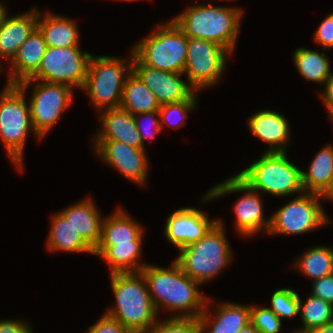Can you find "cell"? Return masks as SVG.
Here are the masks:
<instances>
[{
	"mask_svg": "<svg viewBox=\"0 0 333 333\" xmlns=\"http://www.w3.org/2000/svg\"><path fill=\"white\" fill-rule=\"evenodd\" d=\"M140 272L157 312L162 305L181 312L174 317L199 318L207 307L209 301L197 288L200 284L184 273L175 261L170 269L146 265Z\"/></svg>",
	"mask_w": 333,
	"mask_h": 333,
	"instance_id": "obj_1",
	"label": "cell"
},
{
	"mask_svg": "<svg viewBox=\"0 0 333 333\" xmlns=\"http://www.w3.org/2000/svg\"><path fill=\"white\" fill-rule=\"evenodd\" d=\"M116 306L105 312L131 333H146L156 321V308L141 272L112 273Z\"/></svg>",
	"mask_w": 333,
	"mask_h": 333,
	"instance_id": "obj_2",
	"label": "cell"
},
{
	"mask_svg": "<svg viewBox=\"0 0 333 333\" xmlns=\"http://www.w3.org/2000/svg\"><path fill=\"white\" fill-rule=\"evenodd\" d=\"M242 10L213 5L189 7L173 21L190 38L214 42L232 53L240 28Z\"/></svg>",
	"mask_w": 333,
	"mask_h": 333,
	"instance_id": "obj_3",
	"label": "cell"
},
{
	"mask_svg": "<svg viewBox=\"0 0 333 333\" xmlns=\"http://www.w3.org/2000/svg\"><path fill=\"white\" fill-rule=\"evenodd\" d=\"M179 250L175 262L199 284L214 278L228 265L232 256L220 220L201 239Z\"/></svg>",
	"mask_w": 333,
	"mask_h": 333,
	"instance_id": "obj_4",
	"label": "cell"
},
{
	"mask_svg": "<svg viewBox=\"0 0 333 333\" xmlns=\"http://www.w3.org/2000/svg\"><path fill=\"white\" fill-rule=\"evenodd\" d=\"M301 173L302 170L288 160L286 152H266L237 175L255 191L287 196L304 191Z\"/></svg>",
	"mask_w": 333,
	"mask_h": 333,
	"instance_id": "obj_5",
	"label": "cell"
},
{
	"mask_svg": "<svg viewBox=\"0 0 333 333\" xmlns=\"http://www.w3.org/2000/svg\"><path fill=\"white\" fill-rule=\"evenodd\" d=\"M188 37L172 20L139 42L132 50L143 64L155 69L184 74Z\"/></svg>",
	"mask_w": 333,
	"mask_h": 333,
	"instance_id": "obj_6",
	"label": "cell"
},
{
	"mask_svg": "<svg viewBox=\"0 0 333 333\" xmlns=\"http://www.w3.org/2000/svg\"><path fill=\"white\" fill-rule=\"evenodd\" d=\"M25 92L17 84H7L0 95V137L8 156L21 171L26 135L28 130L34 131Z\"/></svg>",
	"mask_w": 333,
	"mask_h": 333,
	"instance_id": "obj_7",
	"label": "cell"
},
{
	"mask_svg": "<svg viewBox=\"0 0 333 333\" xmlns=\"http://www.w3.org/2000/svg\"><path fill=\"white\" fill-rule=\"evenodd\" d=\"M91 54L81 53L79 47H47L38 70L19 84L27 89L34 80L83 88Z\"/></svg>",
	"mask_w": 333,
	"mask_h": 333,
	"instance_id": "obj_8",
	"label": "cell"
},
{
	"mask_svg": "<svg viewBox=\"0 0 333 333\" xmlns=\"http://www.w3.org/2000/svg\"><path fill=\"white\" fill-rule=\"evenodd\" d=\"M124 61L115 57L91 56L82 89L87 90L98 109L120 107L126 80L123 74L127 65Z\"/></svg>",
	"mask_w": 333,
	"mask_h": 333,
	"instance_id": "obj_9",
	"label": "cell"
},
{
	"mask_svg": "<svg viewBox=\"0 0 333 333\" xmlns=\"http://www.w3.org/2000/svg\"><path fill=\"white\" fill-rule=\"evenodd\" d=\"M321 198L309 192L296 197L270 217L268 232L302 234L327 224L328 217L319 203Z\"/></svg>",
	"mask_w": 333,
	"mask_h": 333,
	"instance_id": "obj_10",
	"label": "cell"
},
{
	"mask_svg": "<svg viewBox=\"0 0 333 333\" xmlns=\"http://www.w3.org/2000/svg\"><path fill=\"white\" fill-rule=\"evenodd\" d=\"M230 54L220 45L201 38L188 37L184 73L189 85L195 90L211 86L219 80Z\"/></svg>",
	"mask_w": 333,
	"mask_h": 333,
	"instance_id": "obj_11",
	"label": "cell"
},
{
	"mask_svg": "<svg viewBox=\"0 0 333 333\" xmlns=\"http://www.w3.org/2000/svg\"><path fill=\"white\" fill-rule=\"evenodd\" d=\"M29 102L34 133L41 139L57 122L61 112L69 107L72 88L63 84L39 82Z\"/></svg>",
	"mask_w": 333,
	"mask_h": 333,
	"instance_id": "obj_12",
	"label": "cell"
},
{
	"mask_svg": "<svg viewBox=\"0 0 333 333\" xmlns=\"http://www.w3.org/2000/svg\"><path fill=\"white\" fill-rule=\"evenodd\" d=\"M240 191H250L237 201L234 207L236 214V228L238 232L244 236L255 234L265 226L267 232L270 226V218L265 221L263 219L262 201L255 190L249 187L238 175L220 183L213 187L203 201L210 200L225 195V193H233ZM252 192V193H251Z\"/></svg>",
	"mask_w": 333,
	"mask_h": 333,
	"instance_id": "obj_13",
	"label": "cell"
},
{
	"mask_svg": "<svg viewBox=\"0 0 333 333\" xmlns=\"http://www.w3.org/2000/svg\"><path fill=\"white\" fill-rule=\"evenodd\" d=\"M132 71L155 94L160 106L187 100L196 91L180 79L181 73L143 65L132 52Z\"/></svg>",
	"mask_w": 333,
	"mask_h": 333,
	"instance_id": "obj_14",
	"label": "cell"
},
{
	"mask_svg": "<svg viewBox=\"0 0 333 333\" xmlns=\"http://www.w3.org/2000/svg\"><path fill=\"white\" fill-rule=\"evenodd\" d=\"M98 155L131 181L144 185L148 161L145 148H134L116 140H96Z\"/></svg>",
	"mask_w": 333,
	"mask_h": 333,
	"instance_id": "obj_15",
	"label": "cell"
},
{
	"mask_svg": "<svg viewBox=\"0 0 333 333\" xmlns=\"http://www.w3.org/2000/svg\"><path fill=\"white\" fill-rule=\"evenodd\" d=\"M217 221H210L199 209L181 208L168 217L165 234L175 247L181 249L201 239Z\"/></svg>",
	"mask_w": 333,
	"mask_h": 333,
	"instance_id": "obj_16",
	"label": "cell"
},
{
	"mask_svg": "<svg viewBox=\"0 0 333 333\" xmlns=\"http://www.w3.org/2000/svg\"><path fill=\"white\" fill-rule=\"evenodd\" d=\"M47 47L44 35L36 27L11 61V72L7 84H19L29 79L38 70Z\"/></svg>",
	"mask_w": 333,
	"mask_h": 333,
	"instance_id": "obj_17",
	"label": "cell"
},
{
	"mask_svg": "<svg viewBox=\"0 0 333 333\" xmlns=\"http://www.w3.org/2000/svg\"><path fill=\"white\" fill-rule=\"evenodd\" d=\"M101 119L103 129L96 135V140H116L134 148H144L133 114L116 107L105 109Z\"/></svg>",
	"mask_w": 333,
	"mask_h": 333,
	"instance_id": "obj_18",
	"label": "cell"
},
{
	"mask_svg": "<svg viewBox=\"0 0 333 333\" xmlns=\"http://www.w3.org/2000/svg\"><path fill=\"white\" fill-rule=\"evenodd\" d=\"M252 134L270 144L266 152H285V144L289 140V125L286 118L271 110H263L254 114L248 121Z\"/></svg>",
	"mask_w": 333,
	"mask_h": 333,
	"instance_id": "obj_19",
	"label": "cell"
},
{
	"mask_svg": "<svg viewBox=\"0 0 333 333\" xmlns=\"http://www.w3.org/2000/svg\"><path fill=\"white\" fill-rule=\"evenodd\" d=\"M38 11L23 13L15 17L5 15L0 26V56L11 61L22 43L37 27Z\"/></svg>",
	"mask_w": 333,
	"mask_h": 333,
	"instance_id": "obj_20",
	"label": "cell"
},
{
	"mask_svg": "<svg viewBox=\"0 0 333 333\" xmlns=\"http://www.w3.org/2000/svg\"><path fill=\"white\" fill-rule=\"evenodd\" d=\"M91 199L70 206L60 214L72 225L83 241L94 251L101 239L102 217Z\"/></svg>",
	"mask_w": 333,
	"mask_h": 333,
	"instance_id": "obj_21",
	"label": "cell"
},
{
	"mask_svg": "<svg viewBox=\"0 0 333 333\" xmlns=\"http://www.w3.org/2000/svg\"><path fill=\"white\" fill-rule=\"evenodd\" d=\"M218 308L217 312H215L214 323H212L206 308L200 315L199 321L201 330L204 333L206 331V333H238L244 326L251 322L249 305L243 306L232 303H224ZM209 326L211 327L208 329Z\"/></svg>",
	"mask_w": 333,
	"mask_h": 333,
	"instance_id": "obj_22",
	"label": "cell"
},
{
	"mask_svg": "<svg viewBox=\"0 0 333 333\" xmlns=\"http://www.w3.org/2000/svg\"><path fill=\"white\" fill-rule=\"evenodd\" d=\"M127 67L129 69H127L128 73L125 76L120 107L133 115L159 110L160 104L155 94L132 71V60Z\"/></svg>",
	"mask_w": 333,
	"mask_h": 333,
	"instance_id": "obj_23",
	"label": "cell"
},
{
	"mask_svg": "<svg viewBox=\"0 0 333 333\" xmlns=\"http://www.w3.org/2000/svg\"><path fill=\"white\" fill-rule=\"evenodd\" d=\"M102 220L101 239L98 245H124L142 241V227L123 210Z\"/></svg>",
	"mask_w": 333,
	"mask_h": 333,
	"instance_id": "obj_24",
	"label": "cell"
},
{
	"mask_svg": "<svg viewBox=\"0 0 333 333\" xmlns=\"http://www.w3.org/2000/svg\"><path fill=\"white\" fill-rule=\"evenodd\" d=\"M41 18L38 12L37 27L48 47H79V32L74 21L54 14Z\"/></svg>",
	"mask_w": 333,
	"mask_h": 333,
	"instance_id": "obj_25",
	"label": "cell"
},
{
	"mask_svg": "<svg viewBox=\"0 0 333 333\" xmlns=\"http://www.w3.org/2000/svg\"><path fill=\"white\" fill-rule=\"evenodd\" d=\"M141 241L124 245H97L94 254L103 257L112 273L140 272L146 264H139Z\"/></svg>",
	"mask_w": 333,
	"mask_h": 333,
	"instance_id": "obj_26",
	"label": "cell"
},
{
	"mask_svg": "<svg viewBox=\"0 0 333 333\" xmlns=\"http://www.w3.org/2000/svg\"><path fill=\"white\" fill-rule=\"evenodd\" d=\"M302 187L304 192L322 195L333 177V146H325L316 154L309 171H302Z\"/></svg>",
	"mask_w": 333,
	"mask_h": 333,
	"instance_id": "obj_27",
	"label": "cell"
},
{
	"mask_svg": "<svg viewBox=\"0 0 333 333\" xmlns=\"http://www.w3.org/2000/svg\"><path fill=\"white\" fill-rule=\"evenodd\" d=\"M52 218V227L47 241V247L50 251L89 252L94 254V251L83 241L70 222L60 213L55 214Z\"/></svg>",
	"mask_w": 333,
	"mask_h": 333,
	"instance_id": "obj_28",
	"label": "cell"
},
{
	"mask_svg": "<svg viewBox=\"0 0 333 333\" xmlns=\"http://www.w3.org/2000/svg\"><path fill=\"white\" fill-rule=\"evenodd\" d=\"M293 59L298 71L307 80L326 84L333 77L330 62L324 53L299 48L296 49Z\"/></svg>",
	"mask_w": 333,
	"mask_h": 333,
	"instance_id": "obj_29",
	"label": "cell"
},
{
	"mask_svg": "<svg viewBox=\"0 0 333 333\" xmlns=\"http://www.w3.org/2000/svg\"><path fill=\"white\" fill-rule=\"evenodd\" d=\"M295 263L304 272V275L313 280L329 276L333 274V248L319 246L308 250Z\"/></svg>",
	"mask_w": 333,
	"mask_h": 333,
	"instance_id": "obj_30",
	"label": "cell"
},
{
	"mask_svg": "<svg viewBox=\"0 0 333 333\" xmlns=\"http://www.w3.org/2000/svg\"><path fill=\"white\" fill-rule=\"evenodd\" d=\"M299 313H301L304 327L302 330H296L295 333H304L311 328L333 322V305L312 294L304 304H301L300 299Z\"/></svg>",
	"mask_w": 333,
	"mask_h": 333,
	"instance_id": "obj_31",
	"label": "cell"
},
{
	"mask_svg": "<svg viewBox=\"0 0 333 333\" xmlns=\"http://www.w3.org/2000/svg\"><path fill=\"white\" fill-rule=\"evenodd\" d=\"M196 97L193 93L187 100L177 103H170L161 105L158 112L161 120V129L164 130L163 122L167 124L175 125L174 128L179 127L183 124L187 111L195 109ZM175 118V119H174Z\"/></svg>",
	"mask_w": 333,
	"mask_h": 333,
	"instance_id": "obj_32",
	"label": "cell"
},
{
	"mask_svg": "<svg viewBox=\"0 0 333 333\" xmlns=\"http://www.w3.org/2000/svg\"><path fill=\"white\" fill-rule=\"evenodd\" d=\"M298 293L292 289H278L272 294L271 309L280 319L292 318L299 313Z\"/></svg>",
	"mask_w": 333,
	"mask_h": 333,
	"instance_id": "obj_33",
	"label": "cell"
},
{
	"mask_svg": "<svg viewBox=\"0 0 333 333\" xmlns=\"http://www.w3.org/2000/svg\"><path fill=\"white\" fill-rule=\"evenodd\" d=\"M199 318L171 317L157 321L146 333H200Z\"/></svg>",
	"mask_w": 333,
	"mask_h": 333,
	"instance_id": "obj_34",
	"label": "cell"
},
{
	"mask_svg": "<svg viewBox=\"0 0 333 333\" xmlns=\"http://www.w3.org/2000/svg\"><path fill=\"white\" fill-rule=\"evenodd\" d=\"M250 321L261 333H278L281 319L268 307L250 306Z\"/></svg>",
	"mask_w": 333,
	"mask_h": 333,
	"instance_id": "obj_35",
	"label": "cell"
},
{
	"mask_svg": "<svg viewBox=\"0 0 333 333\" xmlns=\"http://www.w3.org/2000/svg\"><path fill=\"white\" fill-rule=\"evenodd\" d=\"M88 333H131L125 326H123L116 319L104 314L101 319L89 327Z\"/></svg>",
	"mask_w": 333,
	"mask_h": 333,
	"instance_id": "obj_36",
	"label": "cell"
},
{
	"mask_svg": "<svg viewBox=\"0 0 333 333\" xmlns=\"http://www.w3.org/2000/svg\"><path fill=\"white\" fill-rule=\"evenodd\" d=\"M314 38L324 47V50L333 48V13L321 22Z\"/></svg>",
	"mask_w": 333,
	"mask_h": 333,
	"instance_id": "obj_37",
	"label": "cell"
},
{
	"mask_svg": "<svg viewBox=\"0 0 333 333\" xmlns=\"http://www.w3.org/2000/svg\"><path fill=\"white\" fill-rule=\"evenodd\" d=\"M139 116L142 115V116H145L146 118L148 119H151L149 120L150 121V125H148V127H144L143 124H141L138 120H137V117L136 115H134V119H135V123H136V127H137V130L139 132V135L141 137V140H142V144H143V147H144V139L145 138H152L155 136L154 132H160L162 129H161V124H160V120L156 119L154 116H157L159 115V112L158 110L157 111H151V112H146V113H139L138 114ZM147 119V120H148ZM148 121V122H149ZM146 122V121H145ZM152 130H150L151 128H153ZM144 129V130H143ZM145 129H146V132H145Z\"/></svg>",
	"mask_w": 333,
	"mask_h": 333,
	"instance_id": "obj_38",
	"label": "cell"
},
{
	"mask_svg": "<svg viewBox=\"0 0 333 333\" xmlns=\"http://www.w3.org/2000/svg\"><path fill=\"white\" fill-rule=\"evenodd\" d=\"M312 295L333 305V274L314 280Z\"/></svg>",
	"mask_w": 333,
	"mask_h": 333,
	"instance_id": "obj_39",
	"label": "cell"
},
{
	"mask_svg": "<svg viewBox=\"0 0 333 333\" xmlns=\"http://www.w3.org/2000/svg\"><path fill=\"white\" fill-rule=\"evenodd\" d=\"M0 333H32V330L21 321L0 320Z\"/></svg>",
	"mask_w": 333,
	"mask_h": 333,
	"instance_id": "obj_40",
	"label": "cell"
},
{
	"mask_svg": "<svg viewBox=\"0 0 333 333\" xmlns=\"http://www.w3.org/2000/svg\"><path fill=\"white\" fill-rule=\"evenodd\" d=\"M323 94L321 97L329 110L331 107H333V77L326 83L325 91Z\"/></svg>",
	"mask_w": 333,
	"mask_h": 333,
	"instance_id": "obj_41",
	"label": "cell"
},
{
	"mask_svg": "<svg viewBox=\"0 0 333 333\" xmlns=\"http://www.w3.org/2000/svg\"><path fill=\"white\" fill-rule=\"evenodd\" d=\"M304 333H333V322L311 328Z\"/></svg>",
	"mask_w": 333,
	"mask_h": 333,
	"instance_id": "obj_42",
	"label": "cell"
},
{
	"mask_svg": "<svg viewBox=\"0 0 333 333\" xmlns=\"http://www.w3.org/2000/svg\"><path fill=\"white\" fill-rule=\"evenodd\" d=\"M238 333H261L251 322L244 326Z\"/></svg>",
	"mask_w": 333,
	"mask_h": 333,
	"instance_id": "obj_43",
	"label": "cell"
},
{
	"mask_svg": "<svg viewBox=\"0 0 333 333\" xmlns=\"http://www.w3.org/2000/svg\"><path fill=\"white\" fill-rule=\"evenodd\" d=\"M323 198L333 199V177L326 191L321 195Z\"/></svg>",
	"mask_w": 333,
	"mask_h": 333,
	"instance_id": "obj_44",
	"label": "cell"
},
{
	"mask_svg": "<svg viewBox=\"0 0 333 333\" xmlns=\"http://www.w3.org/2000/svg\"><path fill=\"white\" fill-rule=\"evenodd\" d=\"M7 11L5 9V7L0 3V26L2 24V21L6 15Z\"/></svg>",
	"mask_w": 333,
	"mask_h": 333,
	"instance_id": "obj_45",
	"label": "cell"
},
{
	"mask_svg": "<svg viewBox=\"0 0 333 333\" xmlns=\"http://www.w3.org/2000/svg\"><path fill=\"white\" fill-rule=\"evenodd\" d=\"M328 111H329L330 115L332 116V120H333V107H331Z\"/></svg>",
	"mask_w": 333,
	"mask_h": 333,
	"instance_id": "obj_46",
	"label": "cell"
}]
</instances>
